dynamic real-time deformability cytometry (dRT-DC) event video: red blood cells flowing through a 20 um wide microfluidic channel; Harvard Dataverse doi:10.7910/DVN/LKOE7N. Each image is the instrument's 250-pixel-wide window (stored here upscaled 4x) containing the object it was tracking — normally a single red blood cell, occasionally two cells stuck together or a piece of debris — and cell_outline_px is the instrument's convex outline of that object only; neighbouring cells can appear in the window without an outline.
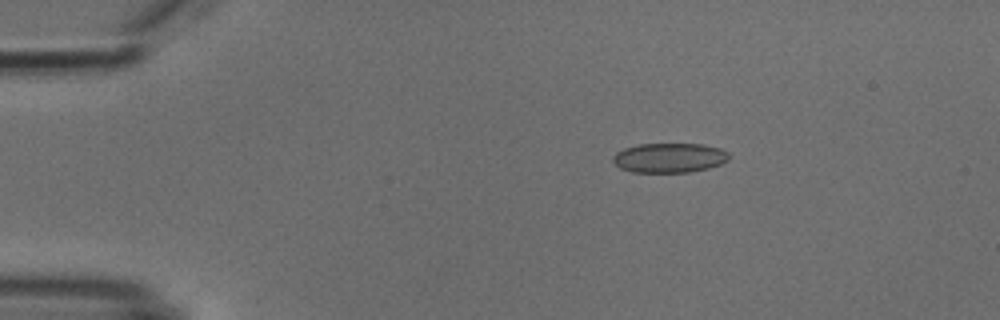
{"species": "common noctule bat (a hibernating species)", "species_latin": "Nyctalus noctula", "temperature_condition": "cold", "stored_images_in_passage": 4, "camera_frame_rate_fps": 3000, "um_per_image_px": 0.085, "animal": {"sex": "male", "body_mass_g": 18.8}, "frame": {"image": 1, "passage_image": 1, "time_ms": 0.0, "image_size_px": [1000, 320], "cell_outline_px": [[728, 160], [720, 164], [708, 168], [688, 172], [632, 172], [620, 168], [612, 160], [612, 156], [616, 152], [624, 148], [640, 144], [704, 144], [720, 148], [728, 152]], "centroid_in_image_um": [56.88, 13.41], "position_along_channel_um": 28.1, "area_um2": 20.0}}